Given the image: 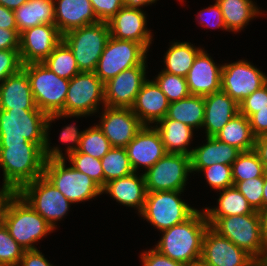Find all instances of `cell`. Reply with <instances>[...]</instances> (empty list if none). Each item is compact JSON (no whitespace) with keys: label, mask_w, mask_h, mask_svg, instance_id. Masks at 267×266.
<instances>
[{"label":"cell","mask_w":267,"mask_h":266,"mask_svg":"<svg viewBox=\"0 0 267 266\" xmlns=\"http://www.w3.org/2000/svg\"><path fill=\"white\" fill-rule=\"evenodd\" d=\"M100 104H103L102 107L105 106L104 83L94 72H80L69 80L64 108L60 112L48 115L46 120L45 145L43 148L46 161L66 158V153H62V148L50 146L51 142L48 135H50L51 122L60 118H80L90 116L91 114L95 115L99 111Z\"/></svg>","instance_id":"6da1fadb"},{"label":"cell","mask_w":267,"mask_h":266,"mask_svg":"<svg viewBox=\"0 0 267 266\" xmlns=\"http://www.w3.org/2000/svg\"><path fill=\"white\" fill-rule=\"evenodd\" d=\"M208 227L204 210H196L184 222L161 231L162 236L153 248L183 264L200 260L203 236Z\"/></svg>","instance_id":"7a4b0ae2"},{"label":"cell","mask_w":267,"mask_h":266,"mask_svg":"<svg viewBox=\"0 0 267 266\" xmlns=\"http://www.w3.org/2000/svg\"><path fill=\"white\" fill-rule=\"evenodd\" d=\"M45 158L36 143L0 144L2 187L17 192L23 185L43 176Z\"/></svg>","instance_id":"3957f363"},{"label":"cell","mask_w":267,"mask_h":266,"mask_svg":"<svg viewBox=\"0 0 267 266\" xmlns=\"http://www.w3.org/2000/svg\"><path fill=\"white\" fill-rule=\"evenodd\" d=\"M3 223L24 250L37 249L34 244L55 230L17 192L9 199Z\"/></svg>","instance_id":"277c9868"},{"label":"cell","mask_w":267,"mask_h":266,"mask_svg":"<svg viewBox=\"0 0 267 266\" xmlns=\"http://www.w3.org/2000/svg\"><path fill=\"white\" fill-rule=\"evenodd\" d=\"M48 115L39 109H0V144L45 145Z\"/></svg>","instance_id":"5b68a950"},{"label":"cell","mask_w":267,"mask_h":266,"mask_svg":"<svg viewBox=\"0 0 267 266\" xmlns=\"http://www.w3.org/2000/svg\"><path fill=\"white\" fill-rule=\"evenodd\" d=\"M211 228L245 250L255 260L267 264V249L261 236L259 212L221 217Z\"/></svg>","instance_id":"8992f818"},{"label":"cell","mask_w":267,"mask_h":266,"mask_svg":"<svg viewBox=\"0 0 267 266\" xmlns=\"http://www.w3.org/2000/svg\"><path fill=\"white\" fill-rule=\"evenodd\" d=\"M32 90L36 107L47 115L60 112L64 108L69 80L61 78L43 62L23 65Z\"/></svg>","instance_id":"52a82bcc"},{"label":"cell","mask_w":267,"mask_h":266,"mask_svg":"<svg viewBox=\"0 0 267 266\" xmlns=\"http://www.w3.org/2000/svg\"><path fill=\"white\" fill-rule=\"evenodd\" d=\"M110 29L107 22L73 29L62 36L71 49L81 72H94L104 51Z\"/></svg>","instance_id":"ba28073f"},{"label":"cell","mask_w":267,"mask_h":266,"mask_svg":"<svg viewBox=\"0 0 267 266\" xmlns=\"http://www.w3.org/2000/svg\"><path fill=\"white\" fill-rule=\"evenodd\" d=\"M65 159L45 162L44 176L72 203L89 201L102 195V188L88 175L66 167Z\"/></svg>","instance_id":"9c48e42d"},{"label":"cell","mask_w":267,"mask_h":266,"mask_svg":"<svg viewBox=\"0 0 267 266\" xmlns=\"http://www.w3.org/2000/svg\"><path fill=\"white\" fill-rule=\"evenodd\" d=\"M183 191L147 192L139 214L160 232L187 220L197 209L180 198Z\"/></svg>","instance_id":"30bf717a"},{"label":"cell","mask_w":267,"mask_h":266,"mask_svg":"<svg viewBox=\"0 0 267 266\" xmlns=\"http://www.w3.org/2000/svg\"><path fill=\"white\" fill-rule=\"evenodd\" d=\"M17 193L55 230L72 204L44 175L26 183Z\"/></svg>","instance_id":"8fae6325"},{"label":"cell","mask_w":267,"mask_h":266,"mask_svg":"<svg viewBox=\"0 0 267 266\" xmlns=\"http://www.w3.org/2000/svg\"><path fill=\"white\" fill-rule=\"evenodd\" d=\"M147 51L140 43L109 37L94 73L106 83L120 72L146 65Z\"/></svg>","instance_id":"7c38bea8"},{"label":"cell","mask_w":267,"mask_h":266,"mask_svg":"<svg viewBox=\"0 0 267 266\" xmlns=\"http://www.w3.org/2000/svg\"><path fill=\"white\" fill-rule=\"evenodd\" d=\"M143 173L147 192L184 191L191 173L190 156L166 153Z\"/></svg>","instance_id":"4fadbf2b"},{"label":"cell","mask_w":267,"mask_h":266,"mask_svg":"<svg viewBox=\"0 0 267 266\" xmlns=\"http://www.w3.org/2000/svg\"><path fill=\"white\" fill-rule=\"evenodd\" d=\"M267 83V75L247 60L223 64L221 90L237 104Z\"/></svg>","instance_id":"5bb4252c"},{"label":"cell","mask_w":267,"mask_h":266,"mask_svg":"<svg viewBox=\"0 0 267 266\" xmlns=\"http://www.w3.org/2000/svg\"><path fill=\"white\" fill-rule=\"evenodd\" d=\"M201 260L208 266H264L229 239L220 236L210 226L202 242Z\"/></svg>","instance_id":"9a60e30c"},{"label":"cell","mask_w":267,"mask_h":266,"mask_svg":"<svg viewBox=\"0 0 267 266\" xmlns=\"http://www.w3.org/2000/svg\"><path fill=\"white\" fill-rule=\"evenodd\" d=\"M55 24H41L20 33L19 54L23 65L42 63L62 41Z\"/></svg>","instance_id":"2e32d148"},{"label":"cell","mask_w":267,"mask_h":266,"mask_svg":"<svg viewBox=\"0 0 267 266\" xmlns=\"http://www.w3.org/2000/svg\"><path fill=\"white\" fill-rule=\"evenodd\" d=\"M147 67V65L132 67L104 83L105 106L131 108L140 88L147 80Z\"/></svg>","instance_id":"e0dca14e"},{"label":"cell","mask_w":267,"mask_h":266,"mask_svg":"<svg viewBox=\"0 0 267 266\" xmlns=\"http://www.w3.org/2000/svg\"><path fill=\"white\" fill-rule=\"evenodd\" d=\"M98 127L107 137L112 147L125 148L135 137L143 124L131 108H111L104 106Z\"/></svg>","instance_id":"ac0fdd59"},{"label":"cell","mask_w":267,"mask_h":266,"mask_svg":"<svg viewBox=\"0 0 267 266\" xmlns=\"http://www.w3.org/2000/svg\"><path fill=\"white\" fill-rule=\"evenodd\" d=\"M107 23L111 37L140 43L149 50L153 36L146 27L147 17L144 10L123 6Z\"/></svg>","instance_id":"d6986e66"},{"label":"cell","mask_w":267,"mask_h":266,"mask_svg":"<svg viewBox=\"0 0 267 266\" xmlns=\"http://www.w3.org/2000/svg\"><path fill=\"white\" fill-rule=\"evenodd\" d=\"M125 148L134 172L140 167L146 172L166 154L159 132L152 125H143Z\"/></svg>","instance_id":"ffe728a7"},{"label":"cell","mask_w":267,"mask_h":266,"mask_svg":"<svg viewBox=\"0 0 267 266\" xmlns=\"http://www.w3.org/2000/svg\"><path fill=\"white\" fill-rule=\"evenodd\" d=\"M204 48L197 54L186 76L191 95L207 96L221 91V71L223 65H217Z\"/></svg>","instance_id":"44dd1931"},{"label":"cell","mask_w":267,"mask_h":266,"mask_svg":"<svg viewBox=\"0 0 267 266\" xmlns=\"http://www.w3.org/2000/svg\"><path fill=\"white\" fill-rule=\"evenodd\" d=\"M170 102L154 80L147 79L131 107L143 125L155 124L165 118Z\"/></svg>","instance_id":"7402d4cb"},{"label":"cell","mask_w":267,"mask_h":266,"mask_svg":"<svg viewBox=\"0 0 267 266\" xmlns=\"http://www.w3.org/2000/svg\"><path fill=\"white\" fill-rule=\"evenodd\" d=\"M138 175V172H133L106 183L102 188V194H109L116 202L138 209V214H140L144 208L147 188L144 173Z\"/></svg>","instance_id":"603a6c76"},{"label":"cell","mask_w":267,"mask_h":266,"mask_svg":"<svg viewBox=\"0 0 267 266\" xmlns=\"http://www.w3.org/2000/svg\"><path fill=\"white\" fill-rule=\"evenodd\" d=\"M55 25L62 35L98 23L90 0H54Z\"/></svg>","instance_id":"cb8c5ba5"},{"label":"cell","mask_w":267,"mask_h":266,"mask_svg":"<svg viewBox=\"0 0 267 266\" xmlns=\"http://www.w3.org/2000/svg\"><path fill=\"white\" fill-rule=\"evenodd\" d=\"M205 111L202 128L207 137H214L218 132L239 113L237 104L225 92L218 91L204 96Z\"/></svg>","instance_id":"d4e9b609"},{"label":"cell","mask_w":267,"mask_h":266,"mask_svg":"<svg viewBox=\"0 0 267 266\" xmlns=\"http://www.w3.org/2000/svg\"><path fill=\"white\" fill-rule=\"evenodd\" d=\"M38 109L36 107L28 75L21 68L0 82V109Z\"/></svg>","instance_id":"484cf974"},{"label":"cell","mask_w":267,"mask_h":266,"mask_svg":"<svg viewBox=\"0 0 267 266\" xmlns=\"http://www.w3.org/2000/svg\"><path fill=\"white\" fill-rule=\"evenodd\" d=\"M205 144L193 148L190 155L191 173L215 163L232 165L241 153L237 148L226 144L215 137H207Z\"/></svg>","instance_id":"4316f807"},{"label":"cell","mask_w":267,"mask_h":266,"mask_svg":"<svg viewBox=\"0 0 267 266\" xmlns=\"http://www.w3.org/2000/svg\"><path fill=\"white\" fill-rule=\"evenodd\" d=\"M156 125V126H155ZM166 153L185 154L190 156L193 148H189L193 138V128L182 122L167 117L155 123Z\"/></svg>","instance_id":"83f0119b"},{"label":"cell","mask_w":267,"mask_h":266,"mask_svg":"<svg viewBox=\"0 0 267 266\" xmlns=\"http://www.w3.org/2000/svg\"><path fill=\"white\" fill-rule=\"evenodd\" d=\"M218 192H220V196L217 199L218 206L214 208L205 207L203 209L210 227L221 217L247 215L256 212L235 186Z\"/></svg>","instance_id":"f1b7e54d"},{"label":"cell","mask_w":267,"mask_h":266,"mask_svg":"<svg viewBox=\"0 0 267 266\" xmlns=\"http://www.w3.org/2000/svg\"><path fill=\"white\" fill-rule=\"evenodd\" d=\"M14 13L19 33L41 24H55L54 0H28Z\"/></svg>","instance_id":"f546056e"},{"label":"cell","mask_w":267,"mask_h":266,"mask_svg":"<svg viewBox=\"0 0 267 266\" xmlns=\"http://www.w3.org/2000/svg\"><path fill=\"white\" fill-rule=\"evenodd\" d=\"M220 6L227 30L239 32L250 20L262 15L260 7L252 0H215Z\"/></svg>","instance_id":"4dcf8cb0"},{"label":"cell","mask_w":267,"mask_h":266,"mask_svg":"<svg viewBox=\"0 0 267 266\" xmlns=\"http://www.w3.org/2000/svg\"><path fill=\"white\" fill-rule=\"evenodd\" d=\"M214 137L241 152L253 150L256 138L252 133L249 119L241 113L228 121Z\"/></svg>","instance_id":"1f68e13d"},{"label":"cell","mask_w":267,"mask_h":266,"mask_svg":"<svg viewBox=\"0 0 267 266\" xmlns=\"http://www.w3.org/2000/svg\"><path fill=\"white\" fill-rule=\"evenodd\" d=\"M204 96L190 95L169 104L166 117L190 126L193 129L202 128L204 122Z\"/></svg>","instance_id":"d6a6232c"},{"label":"cell","mask_w":267,"mask_h":266,"mask_svg":"<svg viewBox=\"0 0 267 266\" xmlns=\"http://www.w3.org/2000/svg\"><path fill=\"white\" fill-rule=\"evenodd\" d=\"M202 50L189 42H171L165 53L162 71L186 77L197 54Z\"/></svg>","instance_id":"836d02e7"},{"label":"cell","mask_w":267,"mask_h":266,"mask_svg":"<svg viewBox=\"0 0 267 266\" xmlns=\"http://www.w3.org/2000/svg\"><path fill=\"white\" fill-rule=\"evenodd\" d=\"M56 75L65 79H72L81 71L69 46L62 40L43 61Z\"/></svg>","instance_id":"e575fe53"},{"label":"cell","mask_w":267,"mask_h":266,"mask_svg":"<svg viewBox=\"0 0 267 266\" xmlns=\"http://www.w3.org/2000/svg\"><path fill=\"white\" fill-rule=\"evenodd\" d=\"M101 166L104 172V186L112 180L134 172L126 148L112 147L101 159Z\"/></svg>","instance_id":"d590c367"},{"label":"cell","mask_w":267,"mask_h":266,"mask_svg":"<svg viewBox=\"0 0 267 266\" xmlns=\"http://www.w3.org/2000/svg\"><path fill=\"white\" fill-rule=\"evenodd\" d=\"M233 184L256 177L265 176L264 164L254 150L241 152L232 163Z\"/></svg>","instance_id":"8d00e7d4"},{"label":"cell","mask_w":267,"mask_h":266,"mask_svg":"<svg viewBox=\"0 0 267 266\" xmlns=\"http://www.w3.org/2000/svg\"><path fill=\"white\" fill-rule=\"evenodd\" d=\"M111 148L112 146L107 137L98 125L94 124V126L84 130L78 151L102 159Z\"/></svg>","instance_id":"74e56055"},{"label":"cell","mask_w":267,"mask_h":266,"mask_svg":"<svg viewBox=\"0 0 267 266\" xmlns=\"http://www.w3.org/2000/svg\"><path fill=\"white\" fill-rule=\"evenodd\" d=\"M154 81L170 103L187 98L191 95L186 82V77L174 75L161 70L157 77L154 78Z\"/></svg>","instance_id":"f35d334b"},{"label":"cell","mask_w":267,"mask_h":266,"mask_svg":"<svg viewBox=\"0 0 267 266\" xmlns=\"http://www.w3.org/2000/svg\"><path fill=\"white\" fill-rule=\"evenodd\" d=\"M71 166L93 179L101 188L104 187V172L101 166V159L92 157L79 151L73 152L67 156Z\"/></svg>","instance_id":"ab89813d"},{"label":"cell","mask_w":267,"mask_h":266,"mask_svg":"<svg viewBox=\"0 0 267 266\" xmlns=\"http://www.w3.org/2000/svg\"><path fill=\"white\" fill-rule=\"evenodd\" d=\"M24 249L9 234L7 227L0 225V262L18 266L24 253Z\"/></svg>","instance_id":"60d3db41"},{"label":"cell","mask_w":267,"mask_h":266,"mask_svg":"<svg viewBox=\"0 0 267 266\" xmlns=\"http://www.w3.org/2000/svg\"><path fill=\"white\" fill-rule=\"evenodd\" d=\"M199 172H204L206 182L211 189L223 190L234 186L231 165L215 163L209 167L202 168Z\"/></svg>","instance_id":"b9f144b4"},{"label":"cell","mask_w":267,"mask_h":266,"mask_svg":"<svg viewBox=\"0 0 267 266\" xmlns=\"http://www.w3.org/2000/svg\"><path fill=\"white\" fill-rule=\"evenodd\" d=\"M234 186L247 199L254 211L259 212L263 209L264 176L236 182Z\"/></svg>","instance_id":"7bdbcfd3"},{"label":"cell","mask_w":267,"mask_h":266,"mask_svg":"<svg viewBox=\"0 0 267 266\" xmlns=\"http://www.w3.org/2000/svg\"><path fill=\"white\" fill-rule=\"evenodd\" d=\"M19 49L0 50V82L22 68Z\"/></svg>","instance_id":"ee69618b"},{"label":"cell","mask_w":267,"mask_h":266,"mask_svg":"<svg viewBox=\"0 0 267 266\" xmlns=\"http://www.w3.org/2000/svg\"><path fill=\"white\" fill-rule=\"evenodd\" d=\"M267 106V83L254 91L239 104V113L248 119L255 113V109H263Z\"/></svg>","instance_id":"f6af8a7d"},{"label":"cell","mask_w":267,"mask_h":266,"mask_svg":"<svg viewBox=\"0 0 267 266\" xmlns=\"http://www.w3.org/2000/svg\"><path fill=\"white\" fill-rule=\"evenodd\" d=\"M197 19H200L198 23L201 24L202 27L207 26L210 28H220L228 31L223 19V14L221 12L220 6L217 4L216 1L214 5H210L209 7L200 10L197 15Z\"/></svg>","instance_id":"bcb514c9"},{"label":"cell","mask_w":267,"mask_h":266,"mask_svg":"<svg viewBox=\"0 0 267 266\" xmlns=\"http://www.w3.org/2000/svg\"><path fill=\"white\" fill-rule=\"evenodd\" d=\"M98 21L108 22L122 7V0H90Z\"/></svg>","instance_id":"7dc6e473"},{"label":"cell","mask_w":267,"mask_h":266,"mask_svg":"<svg viewBox=\"0 0 267 266\" xmlns=\"http://www.w3.org/2000/svg\"><path fill=\"white\" fill-rule=\"evenodd\" d=\"M76 126H77L76 124L75 125L69 124L63 127L60 133L59 139L61 143L63 142V143H66L67 145L72 143V145L67 146V149L65 150V152L67 153V156L73 152L78 151L79 146H80V140L84 133V130L79 131Z\"/></svg>","instance_id":"c3c4849f"},{"label":"cell","mask_w":267,"mask_h":266,"mask_svg":"<svg viewBox=\"0 0 267 266\" xmlns=\"http://www.w3.org/2000/svg\"><path fill=\"white\" fill-rule=\"evenodd\" d=\"M140 256L143 266H186L161 254L155 248L145 250Z\"/></svg>","instance_id":"681fc988"},{"label":"cell","mask_w":267,"mask_h":266,"mask_svg":"<svg viewBox=\"0 0 267 266\" xmlns=\"http://www.w3.org/2000/svg\"><path fill=\"white\" fill-rule=\"evenodd\" d=\"M249 122L255 137L267 136V106L263 109H255V113L249 118Z\"/></svg>","instance_id":"f907efd6"},{"label":"cell","mask_w":267,"mask_h":266,"mask_svg":"<svg viewBox=\"0 0 267 266\" xmlns=\"http://www.w3.org/2000/svg\"><path fill=\"white\" fill-rule=\"evenodd\" d=\"M20 33L18 29L0 28V50L19 49Z\"/></svg>","instance_id":"816d5d0a"},{"label":"cell","mask_w":267,"mask_h":266,"mask_svg":"<svg viewBox=\"0 0 267 266\" xmlns=\"http://www.w3.org/2000/svg\"><path fill=\"white\" fill-rule=\"evenodd\" d=\"M18 266H54L38 249L25 250Z\"/></svg>","instance_id":"f5cc1de1"},{"label":"cell","mask_w":267,"mask_h":266,"mask_svg":"<svg viewBox=\"0 0 267 266\" xmlns=\"http://www.w3.org/2000/svg\"><path fill=\"white\" fill-rule=\"evenodd\" d=\"M0 28L17 29L14 10L0 5Z\"/></svg>","instance_id":"db71d44e"},{"label":"cell","mask_w":267,"mask_h":266,"mask_svg":"<svg viewBox=\"0 0 267 266\" xmlns=\"http://www.w3.org/2000/svg\"><path fill=\"white\" fill-rule=\"evenodd\" d=\"M253 150L257 153L267 172V136L256 137Z\"/></svg>","instance_id":"11a10c76"},{"label":"cell","mask_w":267,"mask_h":266,"mask_svg":"<svg viewBox=\"0 0 267 266\" xmlns=\"http://www.w3.org/2000/svg\"><path fill=\"white\" fill-rule=\"evenodd\" d=\"M16 192L12 189L2 187L0 188V225L3 223L4 212L6 206L9 202V199L15 194Z\"/></svg>","instance_id":"9f6ffc18"},{"label":"cell","mask_w":267,"mask_h":266,"mask_svg":"<svg viewBox=\"0 0 267 266\" xmlns=\"http://www.w3.org/2000/svg\"><path fill=\"white\" fill-rule=\"evenodd\" d=\"M259 218L262 240L267 249V207L259 211Z\"/></svg>","instance_id":"6f0895ef"},{"label":"cell","mask_w":267,"mask_h":266,"mask_svg":"<svg viewBox=\"0 0 267 266\" xmlns=\"http://www.w3.org/2000/svg\"><path fill=\"white\" fill-rule=\"evenodd\" d=\"M156 1L157 0H122V4L129 8L141 10V7L154 4Z\"/></svg>","instance_id":"680465c9"},{"label":"cell","mask_w":267,"mask_h":266,"mask_svg":"<svg viewBox=\"0 0 267 266\" xmlns=\"http://www.w3.org/2000/svg\"><path fill=\"white\" fill-rule=\"evenodd\" d=\"M28 0H0V5L5 6L8 9L15 10Z\"/></svg>","instance_id":"91938a15"},{"label":"cell","mask_w":267,"mask_h":266,"mask_svg":"<svg viewBox=\"0 0 267 266\" xmlns=\"http://www.w3.org/2000/svg\"><path fill=\"white\" fill-rule=\"evenodd\" d=\"M267 207V172L264 176V186H263V208Z\"/></svg>","instance_id":"94428289"},{"label":"cell","mask_w":267,"mask_h":266,"mask_svg":"<svg viewBox=\"0 0 267 266\" xmlns=\"http://www.w3.org/2000/svg\"><path fill=\"white\" fill-rule=\"evenodd\" d=\"M186 266H208V265H206V264L200 259V260H197V261L188 263V264H186Z\"/></svg>","instance_id":"6125c7cd"},{"label":"cell","mask_w":267,"mask_h":266,"mask_svg":"<svg viewBox=\"0 0 267 266\" xmlns=\"http://www.w3.org/2000/svg\"><path fill=\"white\" fill-rule=\"evenodd\" d=\"M0 266H13V265L6 264V263H1V262H0Z\"/></svg>","instance_id":"be15d7a7"}]
</instances>
